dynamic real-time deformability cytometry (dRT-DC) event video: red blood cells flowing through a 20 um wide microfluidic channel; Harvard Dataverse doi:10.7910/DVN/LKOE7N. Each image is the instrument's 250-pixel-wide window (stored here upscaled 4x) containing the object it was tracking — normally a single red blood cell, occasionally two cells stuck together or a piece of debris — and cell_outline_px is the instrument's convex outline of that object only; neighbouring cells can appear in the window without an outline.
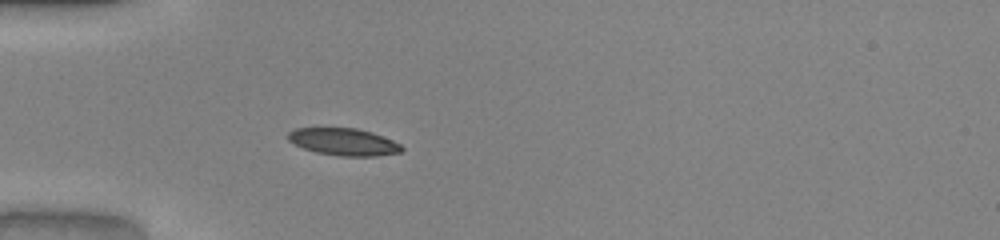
{"species": "common noctule bat (a hibernating species)", "species_latin": "Nyctalus noctula", "temperature_condition": "warm", "stored_images_in_passage": 36, "camera_frame_rate_fps": 3000, "um_per_image_px": 0.085, "animal": {"sex": "male", "body_mass_g": 20.0, "forearm_length_mm": 53.3}, "frame": {"image": 1, "passage_image": 1, "time_ms": 0.0, "image_size_px": [1000, 240], "cell_outline_px": [[404, 148], [400, 152], [376, 156], [340, 156], [316, 152], [304, 148], [288, 140], [288, 132], [296, 128], [356, 128], [372, 132], [392, 140], [400, 144]], "centroid_in_image_um": [29.22, 12.05], "position_along_channel_um": 55.8, "area_um2": 17.86}}
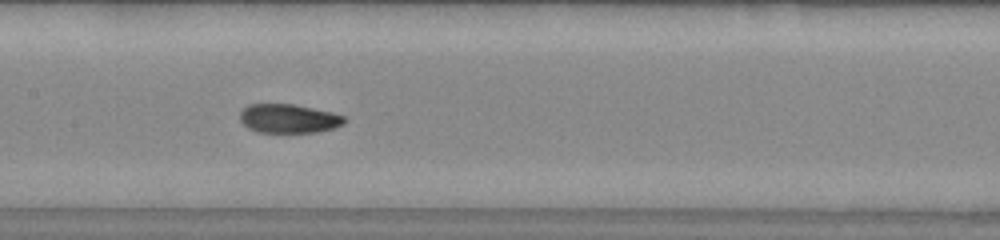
{"frame": {"image": 2, "passage_image": 11, "time_ms": 3.333, "image_size_px": [1000, 240], "cell_outline_px": [[344, 124], [336, 128], [316, 132], [260, 132], [248, 128], [240, 120], [240, 112], [248, 104], [292, 104], [332, 112], [344, 116]], "centroid_in_image_um": [24.54, 10.08], "position_along_channel_um": 182.9, "area_um2": 17.51}}
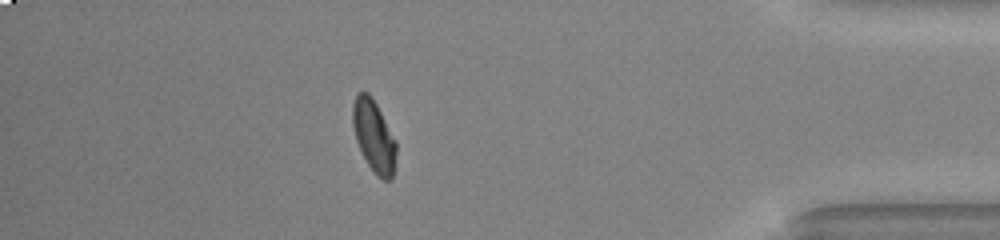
{"frame": {"image": 3, "passage_image": 30, "time_ms": 9.667, "image_size_px": [1000, 240], "cell_outline_px": [[396, 152], [392, 180], [384, 180], [376, 176], [368, 164], [356, 140], [352, 124], [352, 104], [356, 96], [360, 92], [368, 92], [372, 96], [396, 140]], "centroid_in_image_um": [31.78, 11.56], "position_along_channel_um": 403.4, "area_um2": 18.21}, "authors_computed_cell_mechanics": {"area_um2": 18.0625, "velocity_mm_per_s": 4.0967, "shape_relaxation_time_tau1_ms": 6.4985, "shape_relaxation_time_tau2_ms": 0.981, "deformation_change_tau1": 0.2054, "deformation_change_tau2": 0.0473}}